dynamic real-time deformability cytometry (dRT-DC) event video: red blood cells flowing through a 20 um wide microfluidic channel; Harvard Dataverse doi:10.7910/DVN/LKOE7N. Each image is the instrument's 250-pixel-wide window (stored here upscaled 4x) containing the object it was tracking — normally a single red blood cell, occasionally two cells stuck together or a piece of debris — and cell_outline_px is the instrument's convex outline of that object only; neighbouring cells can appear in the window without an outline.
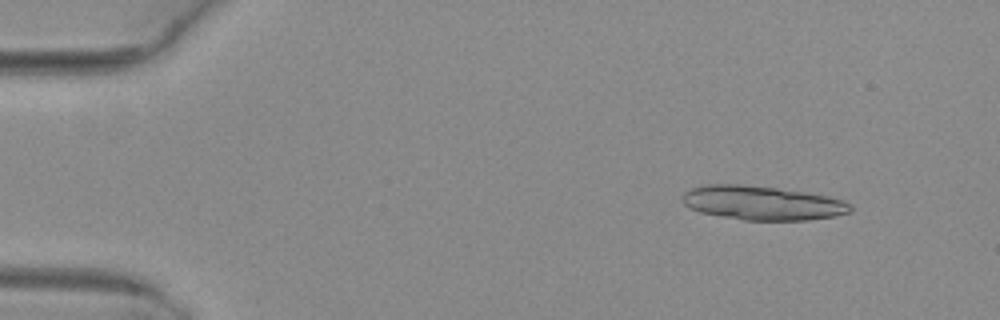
{"species": "common noctule bat (a hibernating species)", "species_latin": "Nyctalus noctula", "temperature_condition": "warm", "stored_images_in_passage": 6, "camera_frame_rate_fps": 3000, "um_per_image_px": 0.085, "animal": {"sex": "female", "body_mass_g": 29.2, "forearm_length_mm": 56.3}, "frame": {"image": 1, "passage_image": 2, "time_ms": 0.333, "image_size_px": [1000, 320], "cell_outline_px": [[852, 212], [836, 216], [808, 220], [744, 220], [700, 212], [688, 208], [680, 200], [680, 196], [684, 192], [692, 188], [704, 184], [744, 184], [776, 188], [804, 192], [828, 196], [840, 200], [848, 204], [852, 208]], "centroid_in_image_um": [64.73, 17.25], "position_along_channel_um": 20.3, "area_um2": 33.47}}
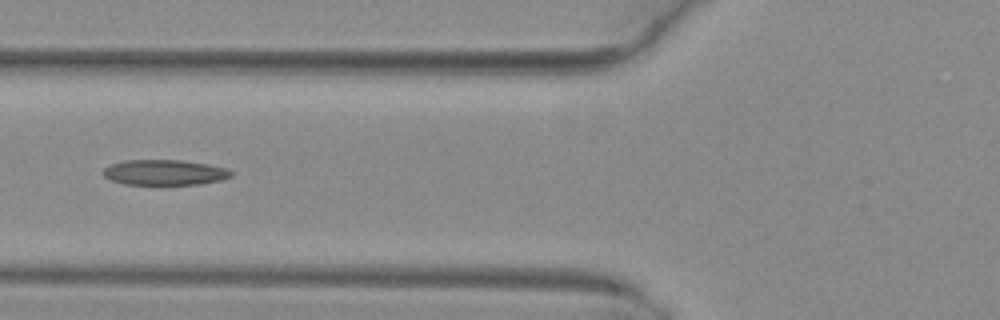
{"frame": {"image": 2, "passage_image": 6, "time_ms": 1.667, "image_size_px": [1000, 320], "cell_outline_px": [[232, 176], [220, 180], [200, 184], [160, 188], [124, 184], [112, 180], [104, 176], [100, 172], [108, 164], [124, 160], [180, 160], [208, 164], [224, 168], [232, 172]], "centroid_in_image_um": [13.91, 14.71], "position_along_channel_um": 111.9, "area_um2": 20.0}}